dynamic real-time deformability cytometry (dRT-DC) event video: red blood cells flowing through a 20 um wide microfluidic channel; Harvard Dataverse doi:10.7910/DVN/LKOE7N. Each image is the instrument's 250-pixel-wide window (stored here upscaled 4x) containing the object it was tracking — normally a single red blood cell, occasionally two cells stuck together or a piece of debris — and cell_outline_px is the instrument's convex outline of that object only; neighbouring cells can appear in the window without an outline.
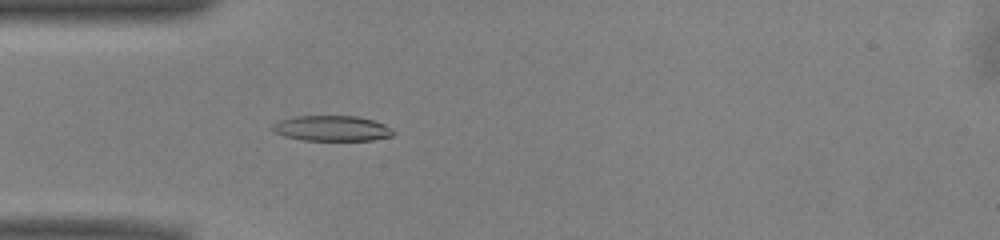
{"species": "common noctule bat (a hibernating species)", "species_latin": "Nyctalus noctula", "temperature_condition": "warm", "stored_images_in_passage": 51, "camera_frame_rate_fps": 3000, "um_per_image_px": 0.085, "animal": {"sex": "male", "body_mass_g": 13.0, "forearm_length_mm": 53.1}, "frame": {"image": 1, "passage_image": 14, "time_ms": 4.333, "image_size_px": [1000, 240], "cell_outline_px": [[396, 132], [392, 136], [372, 140], [300, 140], [284, 136], [268, 128], [272, 124], [280, 120], [296, 116], [356, 116], [372, 120], [384, 124], [392, 128]], "centroid_in_image_um": [28.2, 10.91], "position_along_channel_um": 56.8, "area_um2": 17.98}}
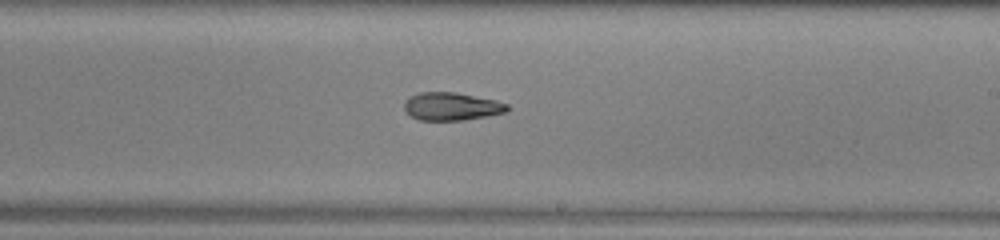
{"frame": {"image": 2, "passage_image": 29, "time_ms": 9.333, "image_size_px": [1000, 240], "cell_outline_px": [[508, 112], [488, 116], [464, 120], [420, 120], [412, 116], [404, 108], [404, 104], [412, 96], [420, 92], [456, 92], [496, 100], [508, 104]], "centroid_in_image_um": [38.44, 9.05], "position_along_channel_um": 250.6, "area_um2": 16.65}}
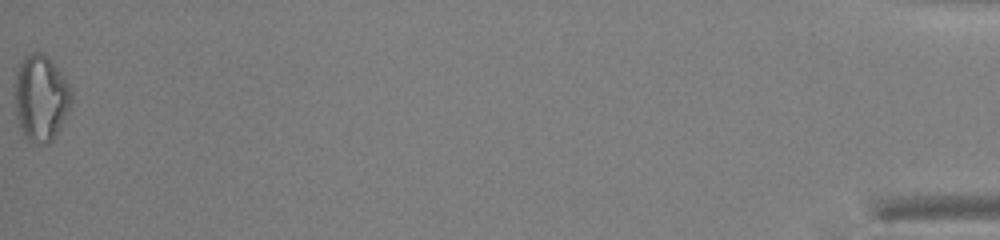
{"frame": {"image": 3, "passage_image": 51, "time_ms": 16.667, "image_size_px": [1000, 240], "cell_outline_px": [[72, 100], [68, 112], [52, 140], [48, 144], [44, 144], [28, 140], [24, 136], [20, 128], [16, 116], [16, 72], [20, 60], [32, 52], [40, 52], [56, 68], [68, 84], [72, 92]], "centroid_in_image_um": [3.46, 8.36], "position_along_channel_um": 431.7, "area_um2": 27.8}, "authors_computed_cell_mechanics": {"area_um2": 18.2648, "velocity_mm_per_s": 3.9526, "shape_relaxation_time_tau1_ms": null, "shape_relaxation_time_tau2_ms": 10.0354, "deformation_change_tau1": null, "deformation_change_tau2": 0.1839}}